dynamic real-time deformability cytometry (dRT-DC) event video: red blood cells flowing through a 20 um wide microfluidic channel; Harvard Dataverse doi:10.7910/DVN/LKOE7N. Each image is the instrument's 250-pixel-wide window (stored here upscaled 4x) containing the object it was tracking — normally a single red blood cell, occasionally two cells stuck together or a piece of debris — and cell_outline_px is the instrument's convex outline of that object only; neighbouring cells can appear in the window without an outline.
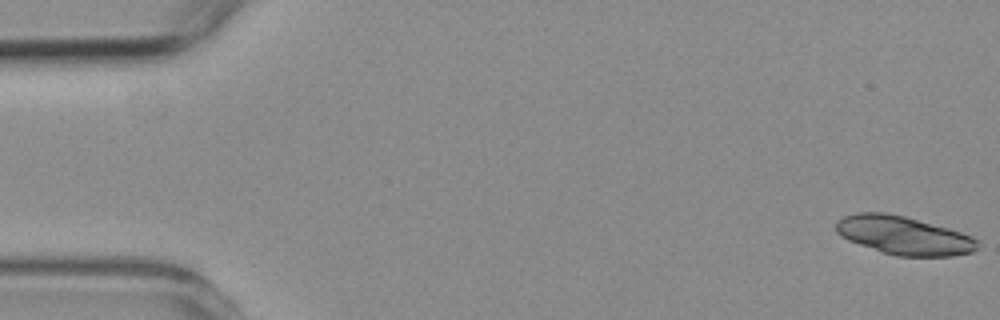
{"species": "common noctule bat (a hibernating species)", "species_latin": "Nyctalus noctula", "temperature_condition": "room temperature", "stored_images_in_passage": 55, "camera_frame_rate_fps": 3000, "um_per_image_px": 0.085, "animal": {"sex": "female", "body_mass_g": 19.3, "forearm_length_mm": 54.1}, "frame": {"image": 1, "passage_image": 1, "time_ms": 0.0, "image_size_px": [1000, 320], "cell_outline_px": [[980, 244], [972, 252], [952, 256], [896, 256], [848, 240], [840, 236], [836, 232], [836, 224], [844, 216], [856, 212], [884, 212], [904, 216], [948, 228], [972, 236]], "centroid_in_image_um": [76.82, 20.01], "position_along_channel_um": 8.2, "area_um2": 31.39}}
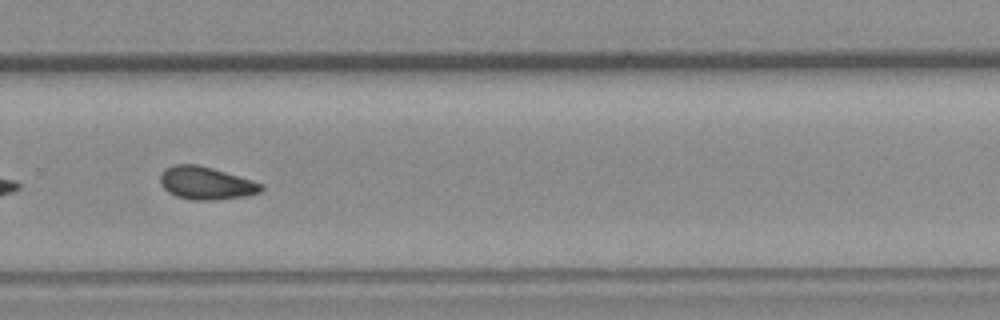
{"frame": {"image": 2, "passage_image": 37, "time_ms": 12.0, "image_size_px": [1000, 320], "cell_outline_px": [[264, 188], [260, 192], [248, 196], [212, 200], [192, 200], [176, 196], [168, 192], [160, 184], [160, 176], [164, 168], [172, 164], [196, 164], [212, 168], [252, 180], [264, 184]], "centroid_in_image_um": [17.5, 15.56], "position_along_channel_um": 312.3, "area_um2": 19.42}}
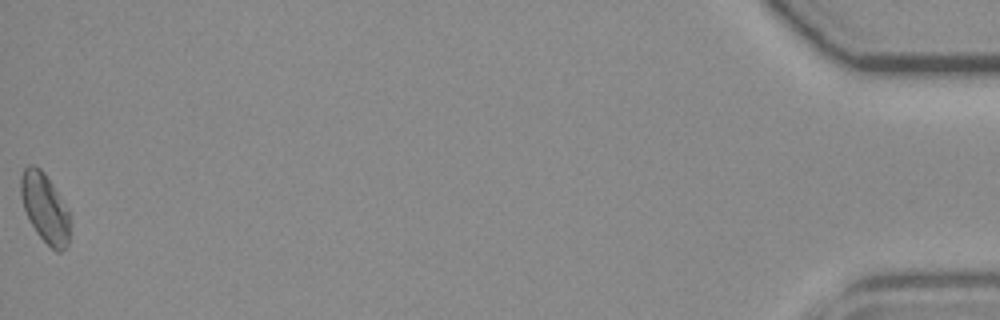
{"frame": {"image": 3, "passage_image": 55, "time_ms": 18.0, "image_size_px": [1000, 320], "cell_outline_px": [[68, 244], [60, 252], [56, 252], [36, 232], [28, 220], [20, 196], [20, 176], [24, 168], [28, 164], [32, 164], [40, 168], [44, 172], [52, 184], [68, 212]], "centroid_in_image_um": [3.76, 17.64], "position_along_channel_um": 431.4, "area_um2": 19.48}, "authors_computed_cell_mechanics": {"area_um2": 19.074, "velocity_mm_per_s": 3.7686, "shape_relaxation_time_tau1_ms": null, "shape_relaxation_time_tau2_ms": 3.2768, "deformation_change_tau1": null, "deformation_change_tau2": 0.0924}}